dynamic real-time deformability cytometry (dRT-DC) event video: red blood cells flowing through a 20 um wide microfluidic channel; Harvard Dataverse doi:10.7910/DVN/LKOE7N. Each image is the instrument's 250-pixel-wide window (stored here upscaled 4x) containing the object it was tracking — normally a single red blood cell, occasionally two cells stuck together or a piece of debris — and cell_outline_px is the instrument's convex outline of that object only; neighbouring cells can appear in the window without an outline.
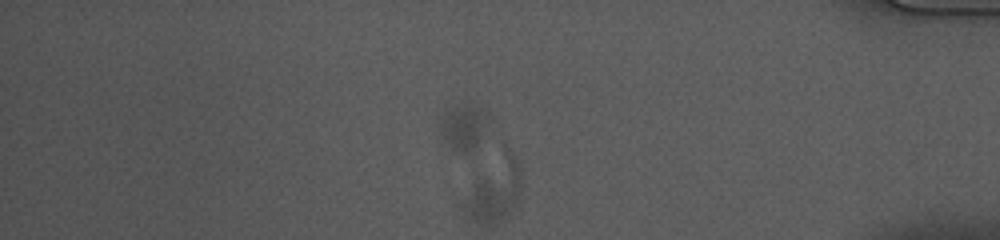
{"species": "common noctule bat (a hibernating species)", "species_latin": "Nyctalus noctula", "temperature_condition": "cold", "stored_images_in_passage": 45, "segment_of_instrument_passage": [2, 2], "camera_frame_rate_fps": 3000, "um_per_image_px": 0.085, "animal": {"sex": "female", "body_mass_g": 10.0, "forearm_length_mm": 53.1}, "frame": {"image": 1, "passage_image": 39, "time_ms": 12.667, "image_size_px": [1000, 240], "cell_outline_px": [[520, 196], [512, 208], [500, 220], [468, 220], [456, 208], [456, 200], [476, 176], [504, 144], [512, 152], [520, 164]], "centroid_in_image_um": [41.86, 16.06], "position_along_channel_um": 393.3, "area_um2": 22.43}}